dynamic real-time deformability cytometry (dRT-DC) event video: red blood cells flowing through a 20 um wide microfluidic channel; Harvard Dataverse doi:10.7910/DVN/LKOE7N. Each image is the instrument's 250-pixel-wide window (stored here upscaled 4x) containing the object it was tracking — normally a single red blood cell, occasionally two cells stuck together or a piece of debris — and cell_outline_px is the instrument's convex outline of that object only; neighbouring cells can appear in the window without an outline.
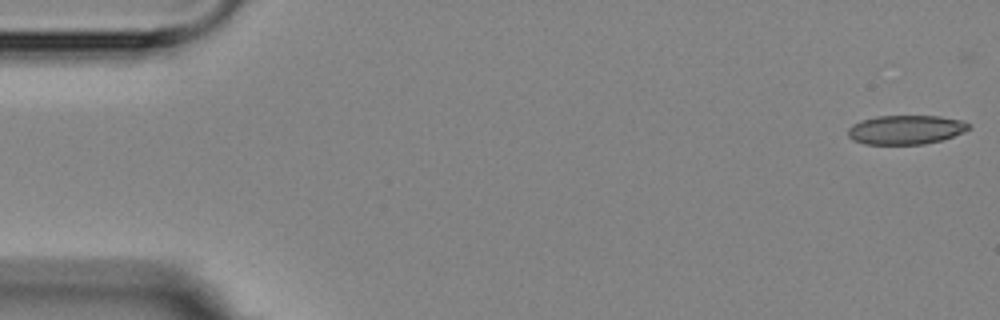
{"species": "Egyptian fruit bat (a non-hibernating species)", "species_latin": "Rousettus aegyptiacus", "temperature_condition": "room temperature", "stored_images_in_passage": 5, "camera_frame_rate_fps": 3000, "um_per_image_px": 0.085, "animal": {"sex": "female"}, "frame": {"image": 1, "passage_image": 1, "time_ms": 0.0, "image_size_px": [1000, 320], "cell_outline_px": [[972, 128], [964, 132], [940, 140], [924, 144], [864, 144], [852, 140], [848, 136], [848, 128], [852, 124], [860, 120], [876, 116], [940, 116], [960, 120], [968, 124]], "centroid_in_image_um": [76.95, 11.02], "position_along_channel_um": 8.0, "area_um2": 20.52}}
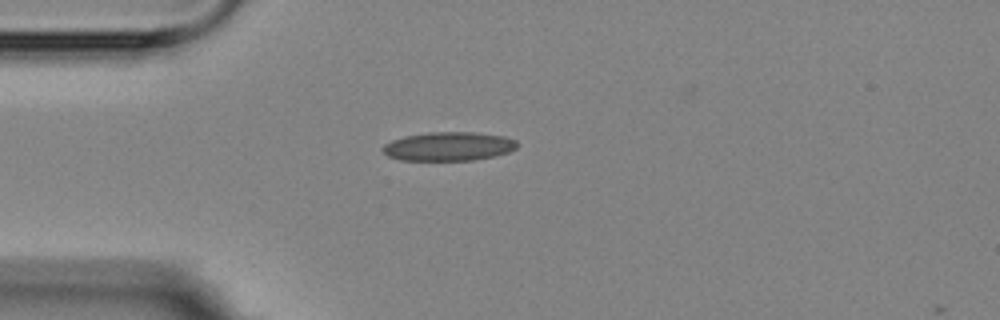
{"frame": {"image": 2, "passage_image": 5, "time_ms": 4.333, "image_size_px": [1000, 320], "cell_outline_px": [[520, 144], [516, 148], [508, 152], [492, 156], [472, 160], [400, 160], [388, 156], [380, 148], [384, 144], [392, 140], [404, 136], [428, 132], [472, 132], [504, 136], [516, 140]], "centroid_in_image_um": [38.12, 12.43], "position_along_channel_um": 46.9, "area_um2": 22.6}}